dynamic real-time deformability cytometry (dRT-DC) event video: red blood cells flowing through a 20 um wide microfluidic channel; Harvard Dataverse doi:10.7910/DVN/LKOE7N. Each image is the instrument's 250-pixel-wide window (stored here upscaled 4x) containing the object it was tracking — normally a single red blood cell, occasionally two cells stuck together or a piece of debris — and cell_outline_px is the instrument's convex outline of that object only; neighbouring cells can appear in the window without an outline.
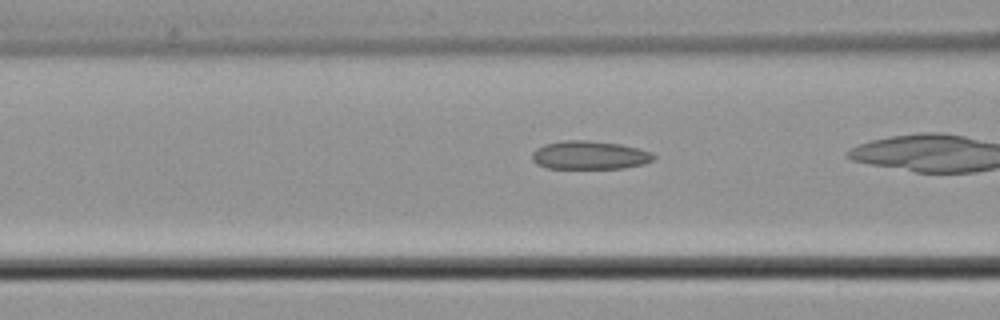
{"species": "common noctule bat (a hibernating species)", "species_latin": "Nyctalus noctula", "temperature_condition": "cold", "stored_images_in_passage": 17, "camera_frame_rate_fps": 3000, "um_per_image_px": 0.085, "animal": {"sex": "male", "body_mass_g": 21.5, "forearm_length_mm": 52.0}, "frame": {"image": 1, "passage_image": 3, "time_ms": 0.667, "image_size_px": [1000, 320], "cell_outline_px": [[656, 156], [652, 160], [644, 164], [624, 168], [548, 168], [536, 164], [532, 160], [532, 152], [536, 148], [544, 144], [564, 140], [588, 140], [620, 144], [652, 152]], "centroid_in_image_um": [50.09, 13.18], "position_along_channel_um": 116.5, "area_um2": 20.17}}
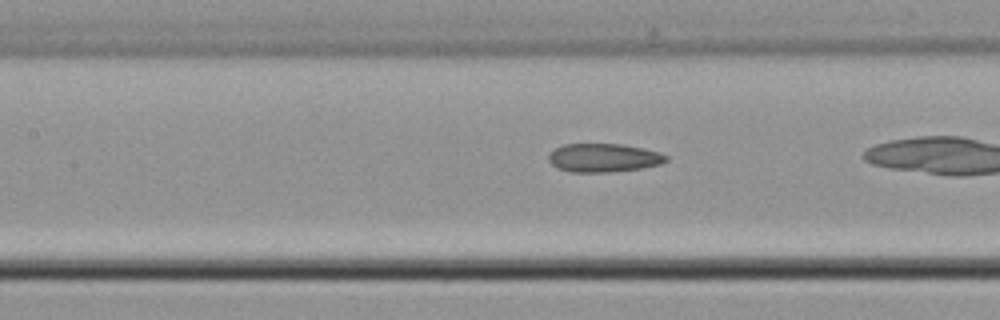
{"frame": {"image": 2, "passage_image": 6, "time_ms": 1.667, "image_size_px": [1000, 320], "cell_outline_px": [[668, 160], [660, 164], [640, 168], [608, 172], [568, 172], [556, 168], [548, 160], [548, 152], [564, 144], [624, 144], [660, 152], [668, 156]], "centroid_in_image_um": [51.27, 13.41], "position_along_channel_um": 156.1, "area_um2": 19.65}}